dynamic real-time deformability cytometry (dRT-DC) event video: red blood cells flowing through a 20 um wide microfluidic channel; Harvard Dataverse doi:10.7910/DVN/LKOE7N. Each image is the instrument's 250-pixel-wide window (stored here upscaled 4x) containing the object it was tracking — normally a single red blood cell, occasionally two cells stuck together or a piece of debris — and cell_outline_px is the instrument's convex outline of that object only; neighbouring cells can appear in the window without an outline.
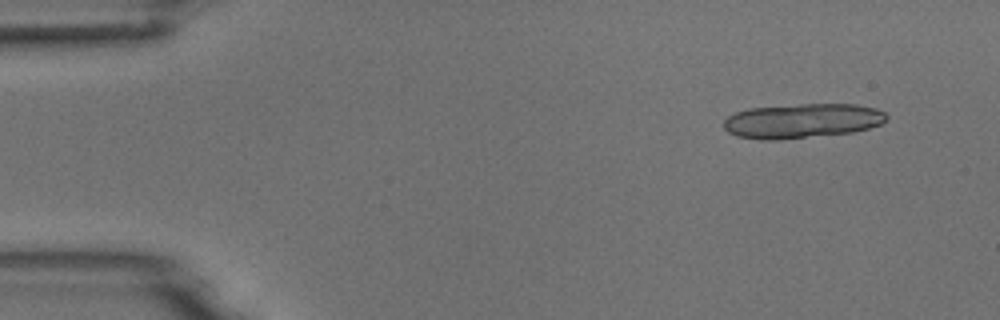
{"species": "common noctule bat (a hibernating species)", "species_latin": "Nyctalus noctula", "temperature_condition": "room temperature", "stored_images_in_passage": 6, "segment_of_instrument_passage": [1, 2], "camera_frame_rate_fps": 3000, "um_per_image_px": 0.085, "animal": {"sex": "male", "body_mass_g": 18.8}, "frame": {"image": 1, "passage_image": 1, "time_ms": 0.0, "image_size_px": [1000, 320], "cell_outline_px": [[888, 120], [880, 124], [868, 128], [852, 132], [776, 140], [760, 140], [736, 136], [728, 132], [724, 128], [724, 120], [728, 116], [736, 112], [748, 108], [800, 104], [856, 104], [876, 108], [884, 112], [888, 116]], "centroid_in_image_um": [68.17, 10.27], "position_along_channel_um": 16.8, "area_um2": 32.89}}